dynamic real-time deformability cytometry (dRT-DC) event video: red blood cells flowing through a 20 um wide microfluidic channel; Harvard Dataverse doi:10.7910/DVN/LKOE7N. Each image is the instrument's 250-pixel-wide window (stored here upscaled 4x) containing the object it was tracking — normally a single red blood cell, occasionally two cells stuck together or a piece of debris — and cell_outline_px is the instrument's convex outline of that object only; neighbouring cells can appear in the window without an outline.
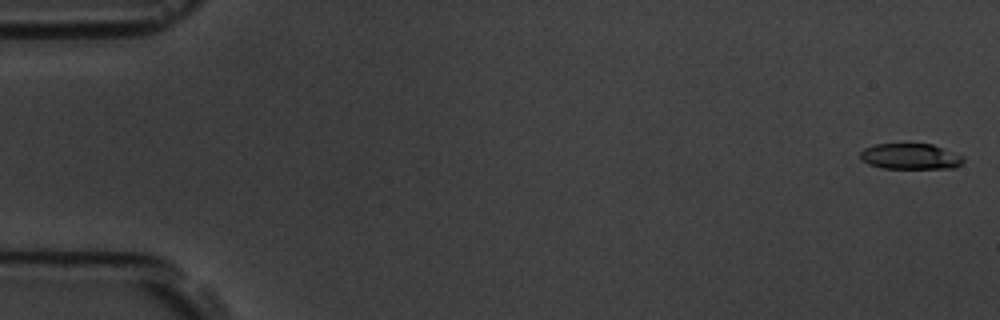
{"species": "common noctule bat (a hibernating species)", "species_latin": "Nyctalus noctula", "temperature_condition": "room temperature", "stored_images_in_passage": 5, "camera_frame_rate_fps": 3000, "um_per_image_px": 0.085, "animal": {"sex": "male", "body_mass_g": 19.5, "forearm_length_mm": 54.6}, "frame": {"image": 1, "passage_image": 1, "time_ms": 0.0, "image_size_px": [1000, 320], "cell_outline_px": [[964, 160], [956, 168], [880, 168], [868, 164], [860, 160], [860, 152], [864, 148], [876, 144], [932, 144], [964, 156]], "centroid_in_image_um": [77.36, 13.3], "position_along_channel_um": 7.6, "area_um2": 15.55}}
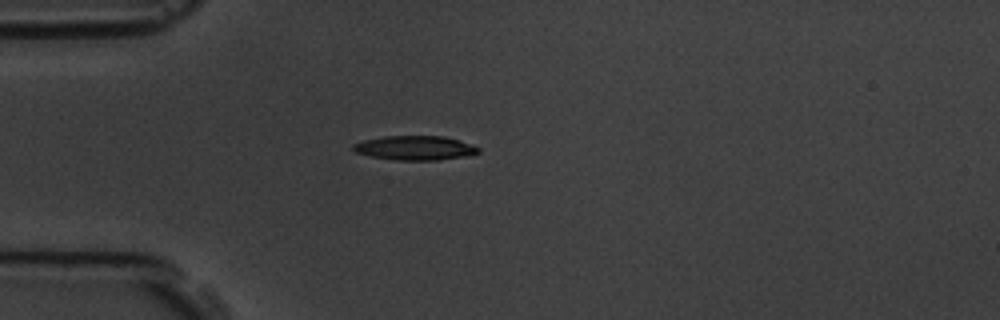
{"frame": {"image": 2, "passage_image": 5, "time_ms": 4.667, "image_size_px": [1000, 320], "cell_outline_px": [[480, 152], [464, 156], [436, 160], [396, 160], [372, 156], [356, 152], [352, 148], [352, 144], [364, 140], [384, 136], [444, 136], [460, 140], [472, 144], [480, 148]], "centroid_in_image_um": [35.29, 12.56], "position_along_channel_um": 49.7, "area_um2": 17.63}}